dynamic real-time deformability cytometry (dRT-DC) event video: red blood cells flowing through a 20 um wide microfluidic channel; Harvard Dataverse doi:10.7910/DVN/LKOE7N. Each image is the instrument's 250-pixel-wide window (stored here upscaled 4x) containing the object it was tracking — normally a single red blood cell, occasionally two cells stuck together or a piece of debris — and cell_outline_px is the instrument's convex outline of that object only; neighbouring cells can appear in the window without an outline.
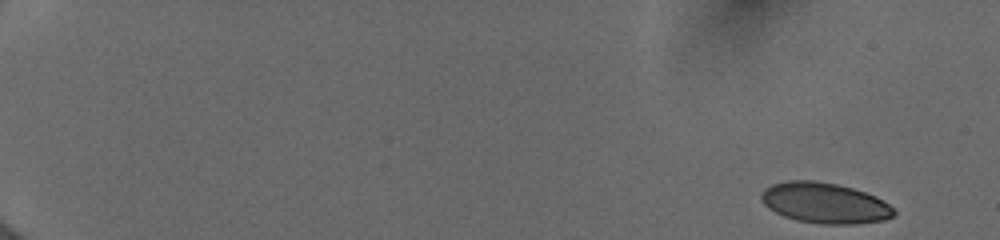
{"species": "human", "species_latin": "Homo sapiens", "temperature_condition": "cold", "stored_images_in_passage": 7, "camera_frame_rate_fps": 3000, "um_per_image_px": 0.085, "donor": {"sex": "female"}, "frame": {"image": 1, "passage_image": 1, "time_ms": 0.0, "image_size_px": [1000, 240], "cell_outline_px": [[896, 212], [892, 216], [884, 220], [860, 224], [820, 224], [796, 220], [784, 216], [768, 208], [760, 200], [760, 192], [764, 188], [772, 184], [788, 180], [816, 180], [836, 184], [852, 188], [876, 196], [888, 204]], "centroid_in_image_um": [70.07, 17.25], "position_along_channel_um": 14.9, "area_um2": 31.56}}
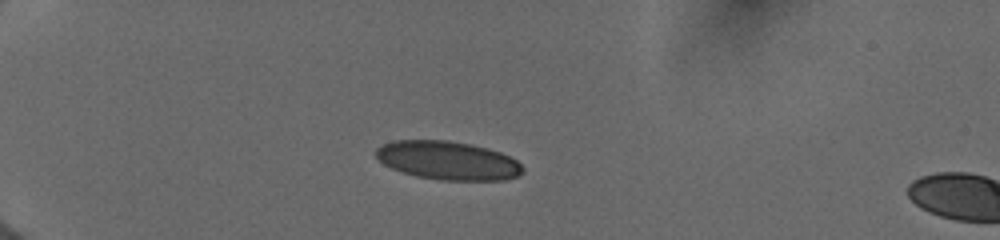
{"frame": {"image": 2, "passage_image": 6, "time_ms": 4.333, "image_size_px": [1000, 240], "cell_outline_px": [[524, 172], [516, 176], [504, 180], [440, 180], [416, 176], [392, 168], [384, 164], [372, 152], [376, 148], [384, 144], [396, 140], [448, 140], [472, 144], [488, 148], [500, 152], [516, 160], [524, 168]], "centroid_in_image_um": [38.06, 13.63], "position_along_channel_um": 46.9, "area_um2": 33.0}}